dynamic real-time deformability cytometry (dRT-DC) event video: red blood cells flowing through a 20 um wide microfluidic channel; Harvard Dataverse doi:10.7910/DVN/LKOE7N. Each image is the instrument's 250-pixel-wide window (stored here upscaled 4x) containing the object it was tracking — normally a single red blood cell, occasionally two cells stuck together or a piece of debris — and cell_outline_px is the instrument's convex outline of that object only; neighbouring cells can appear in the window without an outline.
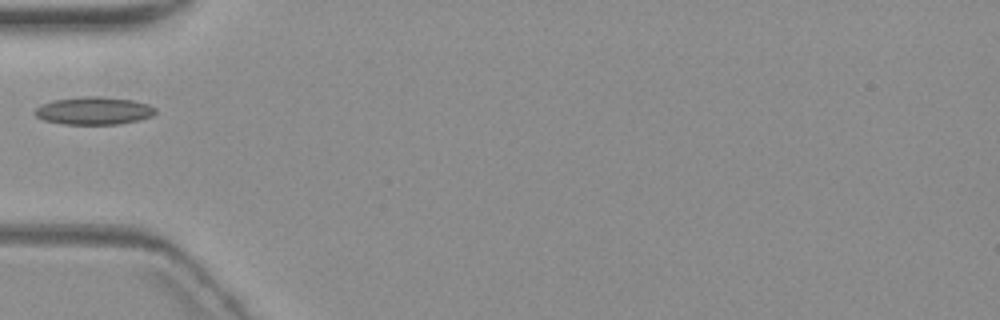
{"species": "common noctule bat (a hibernating species)", "species_latin": "Nyctalus noctula", "temperature_condition": "warm", "stored_images_in_passage": 1, "camera_frame_rate_fps": 3000, "um_per_image_px": 0.085, "animal": {"sex": "female", "body_mass_g": 19.3, "forearm_length_mm": 54.1}, "frame": {"image": 1, "passage_image": 1, "time_ms": 0.0, "image_size_px": [1000, 320], "cell_outline_px": [[156, 112], [152, 116], [136, 120], [116, 124], [60, 124], [44, 120], [36, 116], [32, 112], [40, 104], [52, 100], [84, 96], [96, 96], [132, 100], [148, 104], [156, 108]], "centroid_in_image_um": [7.92, 9.41], "position_along_channel_um": 77.1, "area_um2": 19.48}}